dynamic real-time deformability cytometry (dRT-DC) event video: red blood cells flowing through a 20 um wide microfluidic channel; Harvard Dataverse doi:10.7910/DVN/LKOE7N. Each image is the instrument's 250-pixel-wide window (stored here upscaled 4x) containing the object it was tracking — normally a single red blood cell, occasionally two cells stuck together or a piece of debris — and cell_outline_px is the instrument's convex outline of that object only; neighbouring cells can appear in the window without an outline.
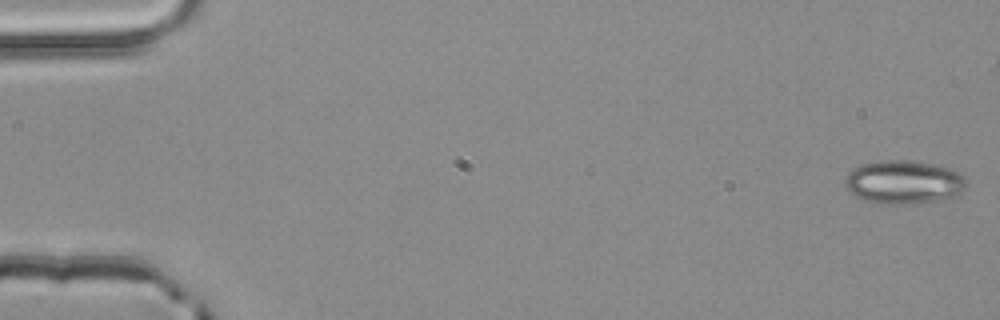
{"species": "common noctule bat (a hibernating species)", "species_latin": "Nyctalus noctula", "temperature_condition": "room temperature", "stored_images_in_passage": 5, "camera_frame_rate_fps": 3000, "um_per_image_px": 0.085, "animal": {"sex": "male", "body_mass_g": 20.4}, "frame": {"image": 1, "passage_image": 1, "time_ms": 0.0, "image_size_px": [1000, 320], "cell_outline_px": [[964, 188], [960, 192], [952, 196], [932, 200], [908, 204], [900, 204], [864, 200], [856, 196], [844, 184], [844, 180], [848, 172], [852, 168], [860, 164], [880, 160], [912, 160], [948, 168], [964, 176]], "centroid_in_image_um": [76.74, 15.45], "position_along_channel_um": 8.3, "area_um2": 30.06}}